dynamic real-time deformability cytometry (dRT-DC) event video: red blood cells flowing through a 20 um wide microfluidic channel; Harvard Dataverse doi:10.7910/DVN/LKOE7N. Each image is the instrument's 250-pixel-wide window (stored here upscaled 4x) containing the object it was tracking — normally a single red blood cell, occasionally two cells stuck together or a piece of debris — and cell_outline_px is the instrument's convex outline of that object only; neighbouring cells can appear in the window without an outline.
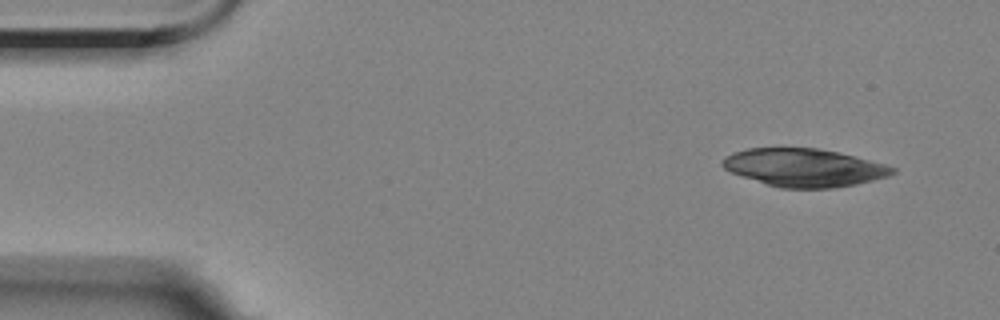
{"species": "Egyptian fruit bat (a non-hibernating species)", "species_latin": "Rousettus aegyptiacus", "temperature_condition": "room temperature", "stored_images_in_passage": 6, "segment_of_instrument_passage": [2, 2], "camera_frame_rate_fps": 3000, "um_per_image_px": 0.085, "animal": {"sex": "female"}, "frame": {"image": 1, "passage_image": 6, "time_ms": 6.667, "image_size_px": [1000, 320], "cell_outline_px": [[896, 172], [888, 176], [856, 184], [832, 188], [780, 188], [732, 172], [724, 168], [720, 164], [724, 156], [748, 148], [820, 148], [840, 152], [884, 164], [896, 168]], "centroid_in_image_um": [68.36, 14.24], "position_along_channel_um": 16.6, "area_um2": 37.34}}